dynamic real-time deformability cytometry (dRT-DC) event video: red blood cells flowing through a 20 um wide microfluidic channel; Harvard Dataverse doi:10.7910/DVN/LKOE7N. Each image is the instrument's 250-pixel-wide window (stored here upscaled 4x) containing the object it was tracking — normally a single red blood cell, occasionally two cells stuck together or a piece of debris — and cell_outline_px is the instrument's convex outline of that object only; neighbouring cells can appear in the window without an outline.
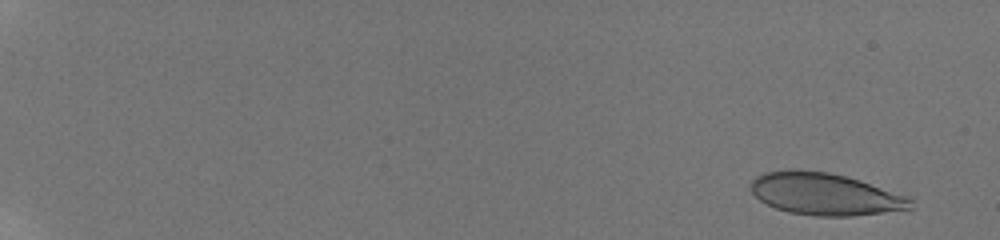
{"species": "human", "species_latin": "Homo sapiens", "temperature_condition": "room temperature", "stored_images_in_passage": 35, "camera_frame_rate_fps": 3000, "um_per_image_px": 0.085, "donor": {"sex": "male"}, "frame": {"image": 1, "passage_image": 2, "time_ms": 0.333, "image_size_px": [1000, 240], "cell_outline_px": [[912, 208], [852, 216], [816, 216], [788, 212], [776, 208], [760, 200], [752, 192], [752, 180], [756, 176], [764, 172], [828, 172], [860, 180], [908, 196], [912, 200]], "centroid_in_image_um": [70.17, 16.53], "position_along_channel_um": 14.8, "area_um2": 38.15}}
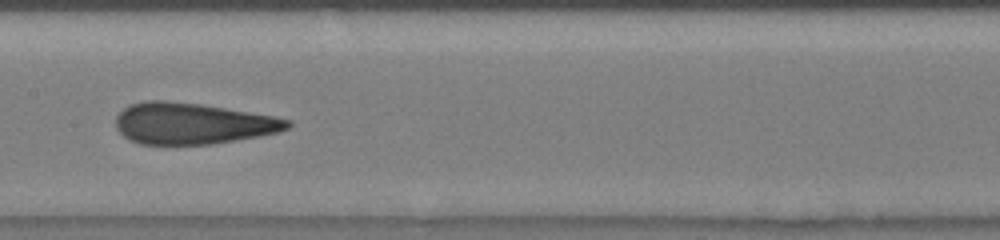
{"frame": {"image": 2, "passage_image": 16, "time_ms": 5.0, "image_size_px": [1000, 240], "cell_outline_px": [[292, 124], [288, 128], [280, 132], [212, 144], [140, 144], [128, 140], [116, 128], [116, 116], [124, 108], [132, 104], [144, 100], [164, 100], [200, 104], [272, 116], [292, 120]], "centroid_in_image_um": [16.34, 10.5], "position_along_channel_um": 191.1, "area_um2": 41.1}}
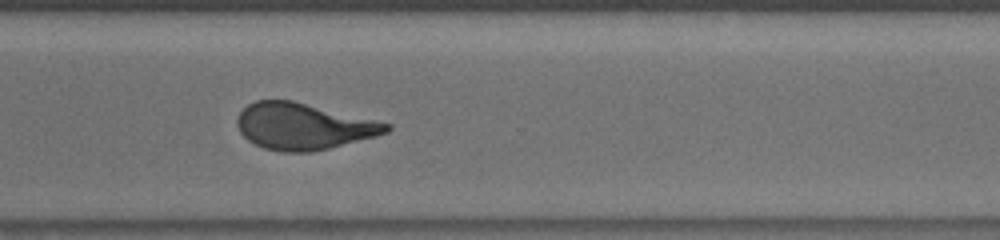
{"frame": {"image": 3, "passage_image": 27, "time_ms": 8.667, "image_size_px": [1000, 240], "cell_outline_px": [[392, 128], [388, 132], [376, 136], [312, 152], [284, 152], [264, 148], [248, 140], [240, 132], [236, 124], [236, 120], [240, 112], [248, 104], [256, 100], [292, 100], [392, 124]], "centroid_in_image_um": [25.78, 10.73], "position_along_channel_um": 344.8, "area_um2": 40.17}, "authors_computed_cell_mechanics": {"area_um2": 40.3444, "velocity_mm_per_s": 3.8677, "shape_relaxation_time_tau1_ms": 3.0687, "shape_relaxation_time_tau2_ms": null, "deformation_change_tau1": 0.1625, "deformation_change_tau2": null}}